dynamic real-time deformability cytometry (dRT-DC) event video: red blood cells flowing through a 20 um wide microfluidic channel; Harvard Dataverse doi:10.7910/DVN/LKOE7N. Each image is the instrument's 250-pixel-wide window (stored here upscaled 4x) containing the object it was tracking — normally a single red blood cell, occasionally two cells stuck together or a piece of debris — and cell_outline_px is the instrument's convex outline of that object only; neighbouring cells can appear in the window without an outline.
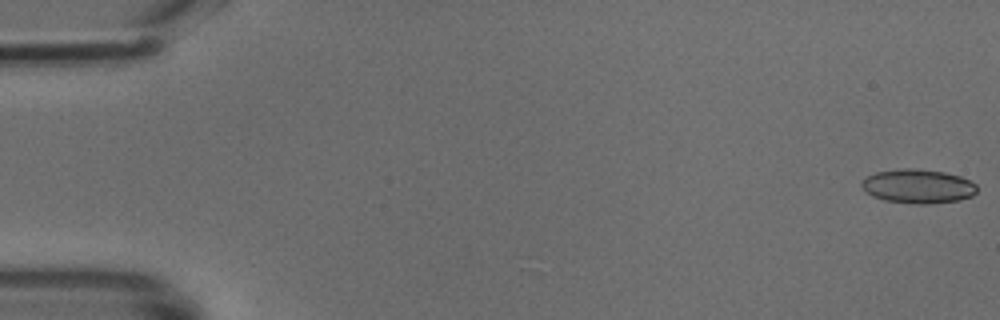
{"species": "common noctule bat (a hibernating species)", "species_latin": "Nyctalus noctula", "temperature_condition": "cold", "stored_images_in_passage": 14, "camera_frame_rate_fps": 3000, "um_per_image_px": 0.085, "animal": {"sex": "male", "body_mass_g": 18.8}, "frame": {"image": 1, "passage_image": 1, "time_ms": 0.0, "image_size_px": [1000, 320], "cell_outline_px": [[976, 192], [972, 196], [960, 200], [928, 204], [916, 204], [884, 200], [872, 196], [860, 184], [868, 176], [876, 172], [900, 168], [912, 168], [944, 172], [960, 176], [976, 184]], "centroid_in_image_um": [78.04, 15.83], "position_along_channel_um": 7.0, "area_um2": 22.77}}
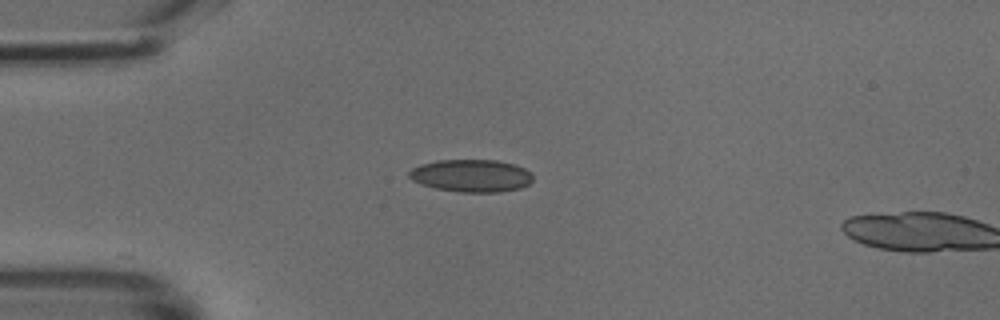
{"frame": {"image": 2, "passage_image": 13, "time_ms": 4.0, "image_size_px": [1000, 320], "cell_outline_px": [[532, 180], [528, 184], [520, 188], [500, 192], [460, 192], [436, 188], [420, 184], [412, 180], [408, 176], [408, 172], [412, 168], [420, 164], [436, 160], [496, 160], [512, 164], [524, 168], [532, 172]], "centroid_in_image_um": [40.04, 14.93], "position_along_channel_um": 45.0, "area_um2": 23.52}}